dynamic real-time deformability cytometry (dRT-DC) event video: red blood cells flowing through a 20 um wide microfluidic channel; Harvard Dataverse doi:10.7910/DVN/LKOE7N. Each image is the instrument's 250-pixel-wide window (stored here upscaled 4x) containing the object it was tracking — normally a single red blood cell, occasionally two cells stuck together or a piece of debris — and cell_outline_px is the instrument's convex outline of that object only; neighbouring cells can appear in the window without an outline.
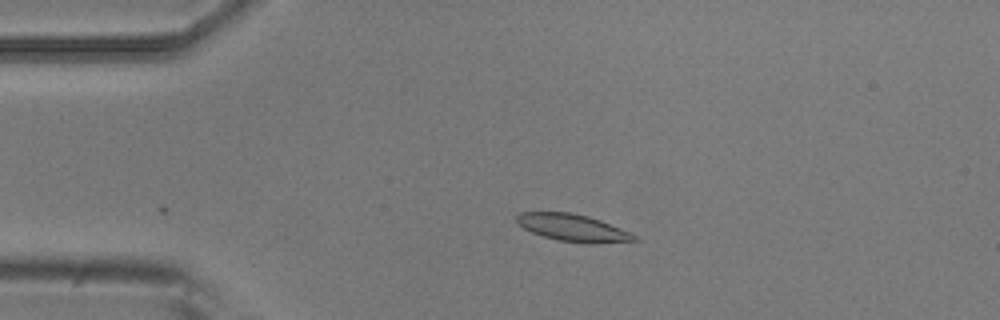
{"species": "common noctule bat (a hibernating species)", "species_latin": "Nyctalus noctula", "temperature_condition": "room temperature", "stored_images_in_passage": 3, "camera_frame_rate_fps": 3000, "um_per_image_px": 0.085, "animal": {"sex": "male", "body_mass_g": 20.5, "forearm_length_mm": 52.5}, "frame": {"image": 1, "passage_image": 3, "time_ms": 0.667, "image_size_px": [1000, 320], "cell_outline_px": [[640, 240], [592, 244], [556, 240], [532, 232], [516, 224], [516, 216], [520, 212], [572, 212], [588, 216], [600, 220], [632, 232]], "centroid_in_image_um": [48.71, 19.36], "position_along_channel_um": 36.3, "area_um2": 18.79}}